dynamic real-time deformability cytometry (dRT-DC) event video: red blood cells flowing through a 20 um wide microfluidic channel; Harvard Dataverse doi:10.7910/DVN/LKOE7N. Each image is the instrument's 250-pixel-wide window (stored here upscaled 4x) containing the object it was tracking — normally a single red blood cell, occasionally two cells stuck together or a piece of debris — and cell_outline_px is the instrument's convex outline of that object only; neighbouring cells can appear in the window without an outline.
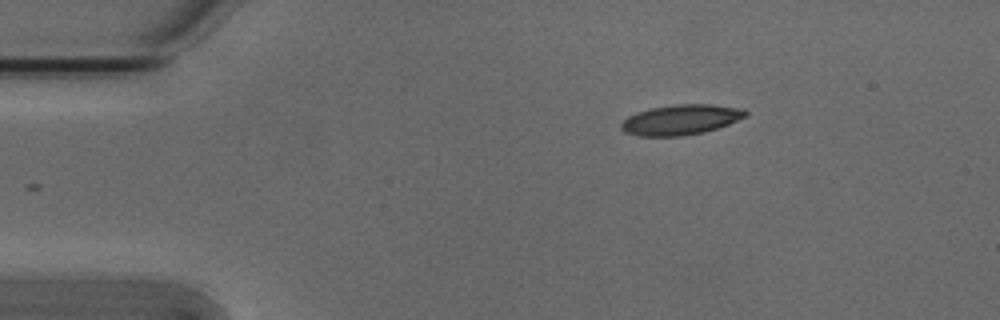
{"species": "Egyptian fruit bat (a non-hibernating species)", "species_latin": "Rousettus aegyptiacus", "temperature_condition": "cold", "stored_images_in_passage": 45, "camera_frame_rate_fps": 3000, "um_per_image_px": 0.085, "animal": {"sex": "male"}, "frame": {"image": 1, "passage_image": 1, "time_ms": 0.0, "image_size_px": [1000, 320], "cell_outline_px": [[748, 116], [728, 124], [704, 132], [684, 136], [640, 136], [624, 132], [620, 128], [620, 124], [628, 116], [636, 112], [652, 108], [676, 104], [708, 104], [744, 108], [748, 112]], "centroid_in_image_um": [57.88, 10.17], "position_along_channel_um": 27.1, "area_um2": 21.96}}
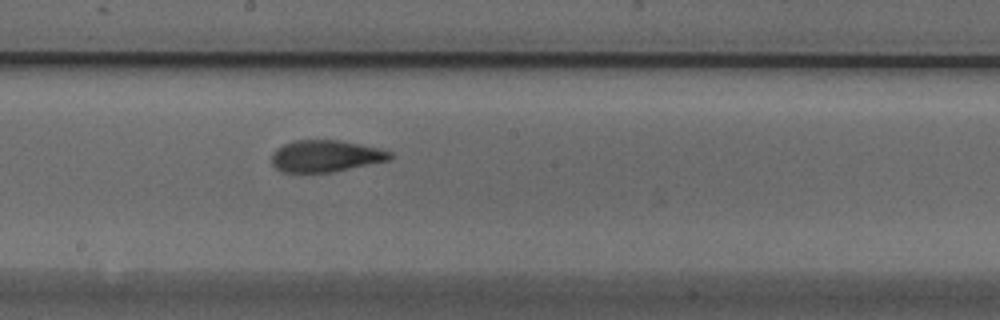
{"frame": {"image": 2, "passage_image": 21, "time_ms": 6.667, "image_size_px": [1000, 320], "cell_outline_px": [[396, 156], [392, 160], [332, 172], [280, 172], [272, 164], [272, 152], [276, 148], [284, 144], [296, 140], [336, 140], [360, 144], [392, 152]], "centroid_in_image_um": [27.7, 13.27], "position_along_channel_um": 220.5, "area_um2": 22.02}}
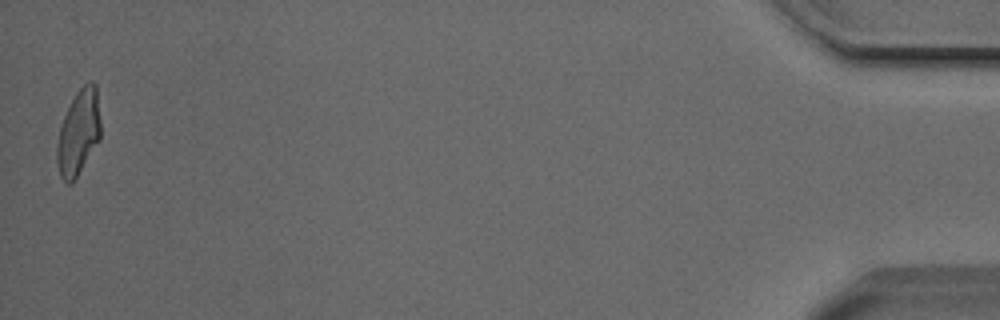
{"frame": {"image": 3, "passage_image": 45, "time_ms": 14.667, "image_size_px": [1000, 320], "cell_outline_px": [[100, 140], [72, 184], [68, 184], [60, 176], [56, 160], [56, 148], [60, 128], [64, 116], [76, 92], [88, 80], [92, 80], [96, 84], [100, 120]], "centroid_in_image_um": [6.68, 11.26], "position_along_channel_um": 428.5, "area_um2": 21.73}, "authors_computed_cell_mechanics": {"area_um2": 22.0796, "velocity_mm_per_s": 3.8346, "shape_relaxation_time_tau1_ms": 4.1936, "shape_relaxation_time_tau2_ms": 1.6262, "deformation_change_tau1": 0.1941, "deformation_change_tau2": 0.0983}}